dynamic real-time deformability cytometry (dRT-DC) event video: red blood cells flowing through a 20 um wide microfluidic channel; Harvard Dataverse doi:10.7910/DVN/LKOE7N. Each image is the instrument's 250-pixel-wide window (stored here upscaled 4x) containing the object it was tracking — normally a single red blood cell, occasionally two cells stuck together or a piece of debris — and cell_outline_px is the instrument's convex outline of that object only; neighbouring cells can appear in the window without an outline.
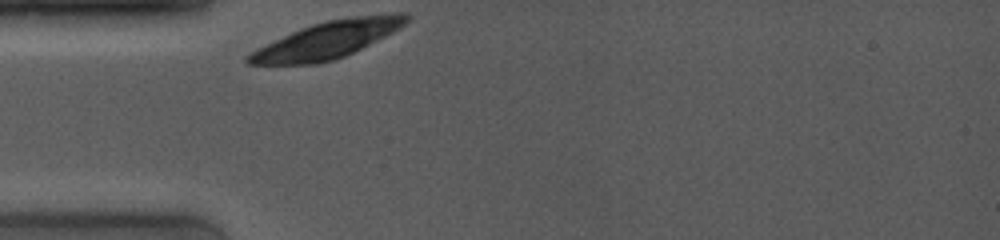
{"species": "common noctule bat (a hibernating species)", "species_latin": "Nyctalus noctula", "temperature_condition": "room temperature", "stored_images_in_passage": 1, "camera_frame_rate_fps": 4000, "um_per_image_px": 0.085, "animal": {"sex": "female", "body_mass_g": 19.0, "forearm_length_mm": 53.3}, "frame": {"image": 1, "passage_image": 1, "time_ms": 0.0, "image_size_px": [1000, 240], "cell_outline_px": [[408, 20], [404, 24], [392, 32], [344, 56], [332, 60], [316, 64], [248, 64], [244, 60], [244, 56], [256, 48], [300, 28], [312, 24], [328, 20], [352, 16], [396, 12], [408, 12]], "centroid_in_image_um": [27.78, 3.37], "position_along_channel_um": 57.2, "area_um2": 33.76}}